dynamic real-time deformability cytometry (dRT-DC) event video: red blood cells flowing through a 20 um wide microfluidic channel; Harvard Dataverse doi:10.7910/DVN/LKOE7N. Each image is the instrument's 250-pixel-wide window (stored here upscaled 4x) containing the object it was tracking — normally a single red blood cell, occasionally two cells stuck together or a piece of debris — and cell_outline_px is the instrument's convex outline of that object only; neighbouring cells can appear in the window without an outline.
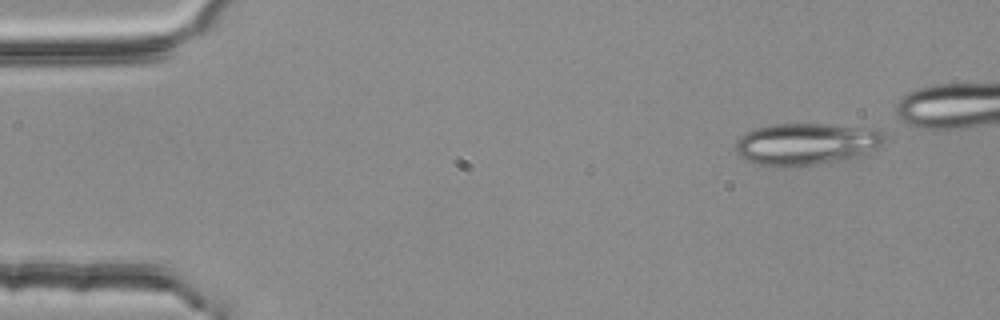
{"species": "common noctule bat (a hibernating species)", "species_latin": "Nyctalus noctula", "temperature_condition": "room temperature", "stored_images_in_passage": 4, "camera_frame_rate_fps": 3000, "um_per_image_px": 0.085, "animal": {"sex": "female", "body_mass_g": 25.1}, "frame": {"image": 1, "passage_image": 1, "time_ms": 0.0, "image_size_px": [1000, 320], "cell_outline_px": [[884, 140], [880, 144], [860, 156], [848, 160], [784, 168], [756, 164], [744, 160], [736, 152], [736, 140], [740, 136], [756, 128], [772, 124], [824, 124], [876, 128], [884, 136]], "centroid_in_image_um": [68.49, 12.25], "position_along_channel_um": 16.5, "area_um2": 36.59}}